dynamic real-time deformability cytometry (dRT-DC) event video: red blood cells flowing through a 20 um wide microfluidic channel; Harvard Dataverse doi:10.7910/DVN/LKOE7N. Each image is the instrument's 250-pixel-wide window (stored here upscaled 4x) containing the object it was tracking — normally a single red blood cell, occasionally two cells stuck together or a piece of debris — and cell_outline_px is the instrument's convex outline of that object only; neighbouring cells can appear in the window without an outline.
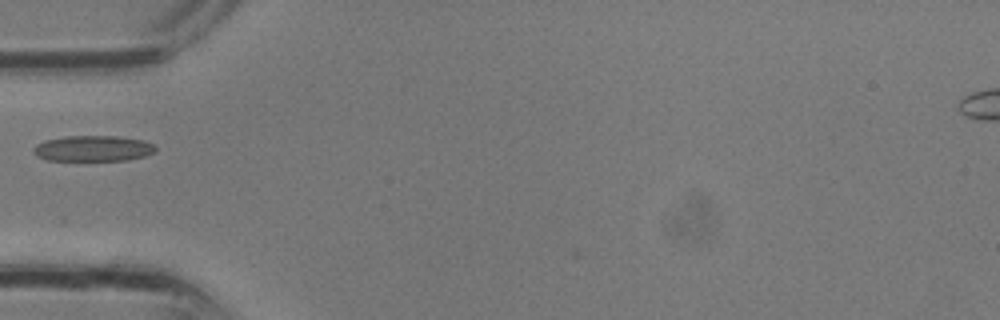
{"species": "common noctule bat (a hibernating species)", "species_latin": "Nyctalus noctula", "temperature_condition": "room temperature", "stored_images_in_passage": 3, "camera_frame_rate_fps": 3000, "um_per_image_px": 0.085, "animal": {"sex": "male", "body_mass_g": 13.3}, "frame": {"image": 1, "passage_image": 3, "time_ms": 0.667, "image_size_px": [1000, 320], "cell_outline_px": [[156, 152], [144, 156], [128, 160], [48, 160], [36, 156], [32, 152], [32, 148], [36, 144], [44, 140], [68, 136], [116, 136], [144, 140], [156, 144]], "centroid_in_image_um": [7.92, 12.61], "position_along_channel_um": 77.1, "area_um2": 18.5}}